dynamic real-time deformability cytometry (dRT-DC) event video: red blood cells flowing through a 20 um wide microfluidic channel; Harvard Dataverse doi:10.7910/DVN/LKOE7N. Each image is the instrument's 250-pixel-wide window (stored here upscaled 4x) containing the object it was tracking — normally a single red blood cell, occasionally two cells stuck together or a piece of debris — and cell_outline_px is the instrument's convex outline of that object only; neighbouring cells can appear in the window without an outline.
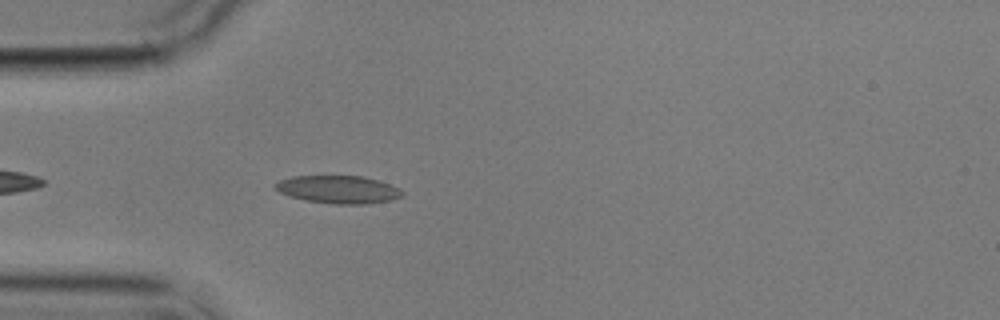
{"species": "common noctule bat (a hibernating species)", "species_latin": "Nyctalus noctula", "temperature_condition": "cold", "stored_images_in_passage": 5, "camera_frame_rate_fps": 3000, "um_per_image_px": 0.085, "animal": {"sex": "male", "body_mass_g": 17.9}, "frame": {"image": 1, "passage_image": 5, "time_ms": 4.667, "image_size_px": [1000, 320], "cell_outline_px": [[404, 196], [392, 200], [368, 204], [332, 204], [304, 200], [280, 192], [272, 184], [280, 180], [292, 176], [364, 176], [400, 188], [404, 192]], "centroid_in_image_um": [28.79, 16.11], "position_along_channel_um": 56.2, "area_um2": 20.63}}